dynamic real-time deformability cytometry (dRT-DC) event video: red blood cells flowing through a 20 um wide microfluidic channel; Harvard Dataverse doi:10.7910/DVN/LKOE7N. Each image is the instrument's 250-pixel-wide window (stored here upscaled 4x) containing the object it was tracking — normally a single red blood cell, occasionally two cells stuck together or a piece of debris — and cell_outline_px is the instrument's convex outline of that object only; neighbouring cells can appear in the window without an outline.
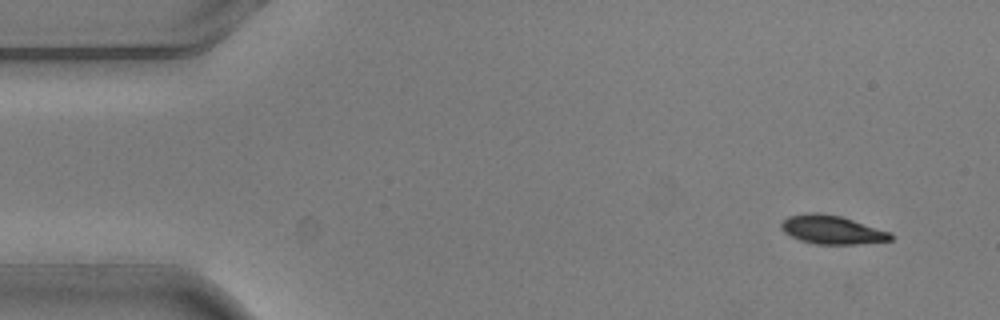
{"species": "common noctule bat (a hibernating species)", "species_latin": "Nyctalus noctula", "temperature_condition": "warm", "stored_images_in_passage": 7, "camera_frame_rate_fps": 3000, "um_per_image_px": 0.085, "animal": {"sex": "male", "body_mass_g": 20.5, "forearm_length_mm": 52.5}, "frame": {"image": 1, "passage_image": 1, "time_ms": 0.0, "image_size_px": [1000, 320], "cell_outline_px": [[892, 240], [856, 244], [816, 244], [800, 240], [784, 232], [780, 228], [780, 224], [788, 216], [808, 212], [816, 212], [840, 216], [892, 232]], "centroid_in_image_um": [70.71, 19.52], "position_along_channel_um": 14.3, "area_um2": 18.21}}
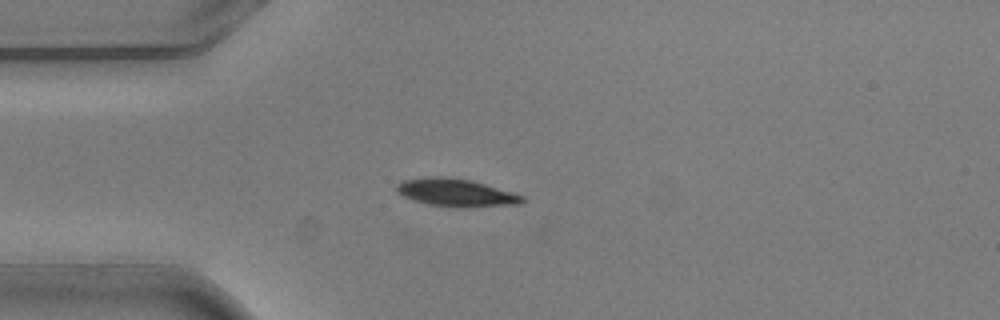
{"frame": {"image": 2, "passage_image": 4, "time_ms": 1.0, "image_size_px": [1000, 320], "cell_outline_px": [[524, 200], [520, 204], [428, 204], [412, 200], [396, 192], [396, 184], [404, 180], [432, 176], [440, 176], [472, 180], [512, 192], [524, 196]], "centroid_in_image_um": [38.67, 16.3], "position_along_channel_um": 46.3, "area_um2": 19.02}}
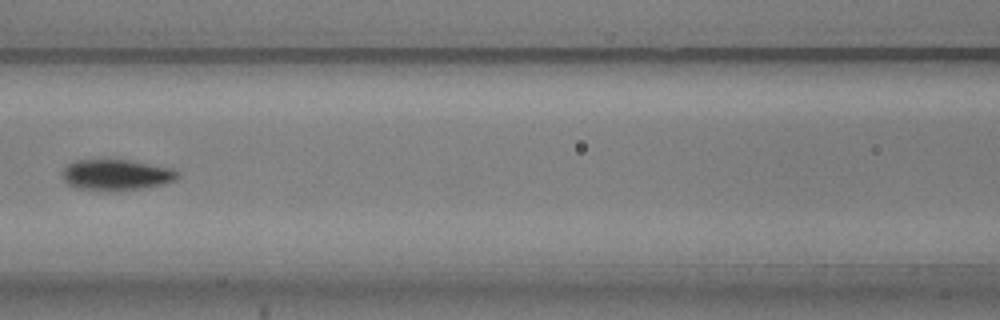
{"frame": {"image": 3, "passage_image": 7, "time_ms": 2.0, "image_size_px": [1000, 320], "cell_outline_px": [[180, 176], [176, 180], [164, 184], [140, 188], [76, 188], [68, 184], [64, 180], [64, 168], [68, 164], [76, 160], [128, 160], [172, 168], [180, 172]], "centroid_in_image_um": [9.95, 14.82], "position_along_channel_um": 156.7, "area_um2": 19.88}}